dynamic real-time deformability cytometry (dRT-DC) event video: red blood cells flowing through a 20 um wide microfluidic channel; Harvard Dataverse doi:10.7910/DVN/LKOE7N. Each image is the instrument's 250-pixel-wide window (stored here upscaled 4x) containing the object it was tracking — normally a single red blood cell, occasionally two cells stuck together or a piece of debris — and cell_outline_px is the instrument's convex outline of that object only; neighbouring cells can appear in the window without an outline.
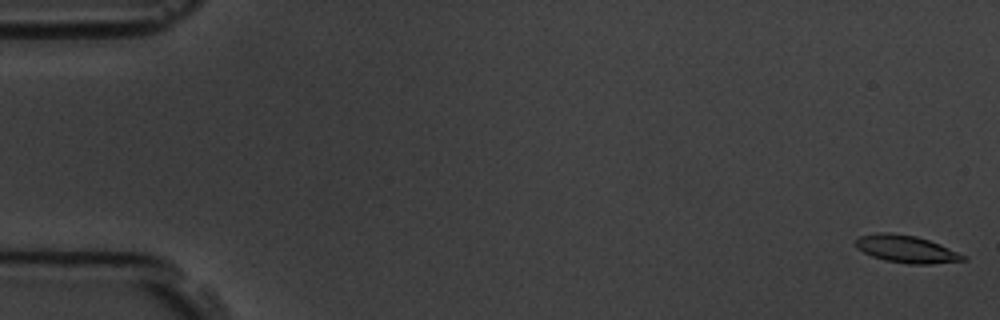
{"species": "common noctule bat (a hibernating species)", "species_latin": "Nyctalus noctula", "temperature_condition": "room temperature", "stored_images_in_passage": 6, "camera_frame_rate_fps": 3000, "um_per_image_px": 0.085, "animal": {"sex": "male", "body_mass_g": 19.5, "forearm_length_mm": 54.6}, "frame": {"image": 1, "passage_image": 1, "time_ms": 0.0, "image_size_px": [1000, 320], "cell_outline_px": [[968, 260], [928, 264], [908, 264], [884, 260], [872, 256], [856, 248], [856, 240], [860, 236], [876, 232], [892, 232], [916, 236], [940, 244], [968, 256]], "centroid_in_image_um": [77.06, 21.17], "position_along_channel_um": 7.9, "area_um2": 17.28}}
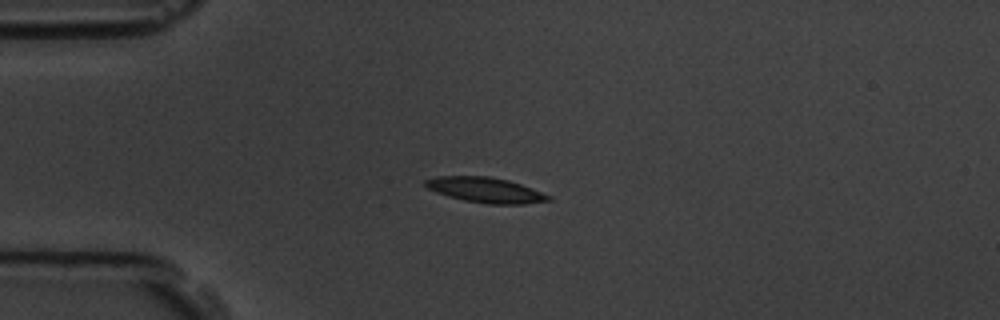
{"frame": {"image": 2, "passage_image": 4, "time_ms": 4.333, "image_size_px": [1000, 320], "cell_outline_px": [[552, 200], [524, 204], [488, 204], [464, 200], [448, 196], [436, 192], [428, 188], [424, 184], [424, 180], [436, 176], [488, 176], [508, 180], [520, 184], [552, 196]], "centroid_in_image_um": [41.26, 16.15], "position_along_channel_um": 43.7, "area_um2": 18.03}}
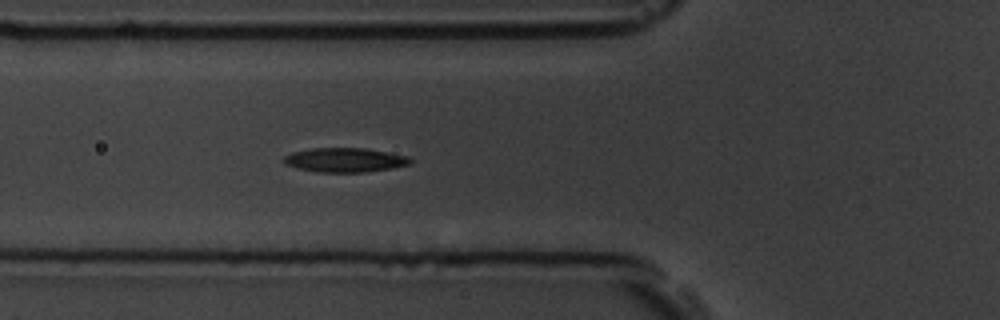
{"frame": {"image": 3, "passage_image": 6, "time_ms": 6.333, "image_size_px": [1000, 320], "cell_outline_px": [[412, 164], [392, 168], [364, 172], [320, 172], [296, 168], [284, 164], [284, 156], [292, 152], [312, 148], [364, 148], [408, 156], [412, 160]], "centroid_in_image_um": [29.31, 13.6], "position_along_channel_um": 96.5, "area_um2": 17.86}}